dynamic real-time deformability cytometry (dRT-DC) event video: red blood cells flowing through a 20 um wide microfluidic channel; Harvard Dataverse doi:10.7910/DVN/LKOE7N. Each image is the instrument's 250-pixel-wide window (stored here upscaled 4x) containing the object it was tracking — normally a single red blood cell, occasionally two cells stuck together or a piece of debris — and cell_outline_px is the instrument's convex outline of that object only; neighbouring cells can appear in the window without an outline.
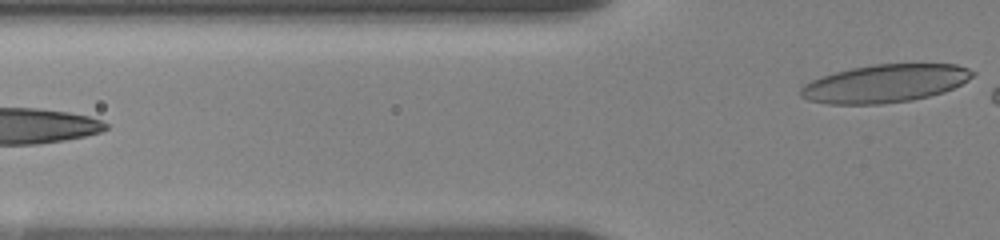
{"species": "human", "species_latin": "Homo sapiens", "temperature_condition": "room temperature", "stored_images_in_passage": 11, "camera_frame_rate_fps": 3000, "um_per_image_px": 0.085, "donor": {"sex": "female"}, "frame": {"image": 1, "passage_image": 11, "time_ms": 7.667, "image_size_px": [1000, 240], "cell_outline_px": [[976, 72], [968, 80], [944, 92], [912, 100], [880, 104], [828, 104], [808, 100], [800, 96], [800, 88], [804, 84], [820, 76], [852, 68], [872, 64], [956, 64], [968, 68]], "centroid_in_image_um": [75.2, 7.09], "position_along_channel_um": 50.6, "area_um2": 38.03}}